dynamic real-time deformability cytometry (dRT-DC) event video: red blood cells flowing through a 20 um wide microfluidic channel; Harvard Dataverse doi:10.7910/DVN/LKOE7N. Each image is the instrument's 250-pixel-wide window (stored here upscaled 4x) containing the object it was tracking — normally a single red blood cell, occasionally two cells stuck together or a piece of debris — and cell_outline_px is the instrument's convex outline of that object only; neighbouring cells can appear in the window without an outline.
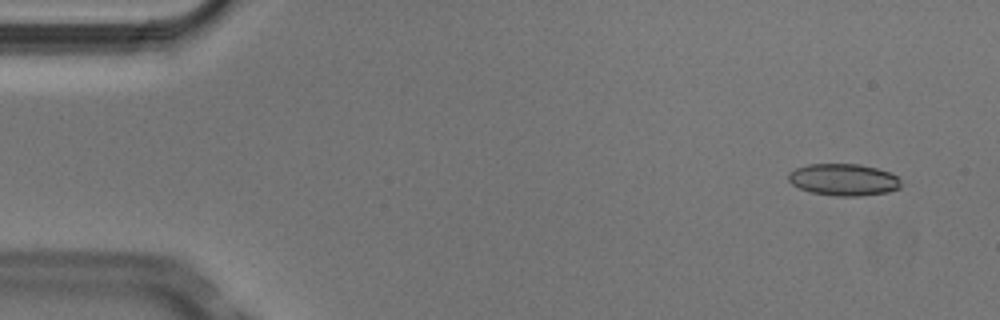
{"species": "Egyptian fruit bat (a non-hibernating species)", "species_latin": "Rousettus aegyptiacus", "temperature_condition": "cold", "stored_images_in_passage": 4, "camera_frame_rate_fps": 3000, "um_per_image_px": 0.085, "animal": {"sex": "male"}, "frame": {"image": 1, "passage_image": 1, "time_ms": 0.0, "image_size_px": [1000, 320], "cell_outline_px": [[900, 188], [888, 192], [860, 196], [836, 196], [812, 192], [800, 188], [792, 184], [788, 180], [788, 172], [796, 168], [808, 164], [860, 164], [876, 168], [888, 172], [896, 176], [900, 180]], "centroid_in_image_um": [71.69, 15.27], "position_along_channel_um": 13.3, "area_um2": 20.87}}